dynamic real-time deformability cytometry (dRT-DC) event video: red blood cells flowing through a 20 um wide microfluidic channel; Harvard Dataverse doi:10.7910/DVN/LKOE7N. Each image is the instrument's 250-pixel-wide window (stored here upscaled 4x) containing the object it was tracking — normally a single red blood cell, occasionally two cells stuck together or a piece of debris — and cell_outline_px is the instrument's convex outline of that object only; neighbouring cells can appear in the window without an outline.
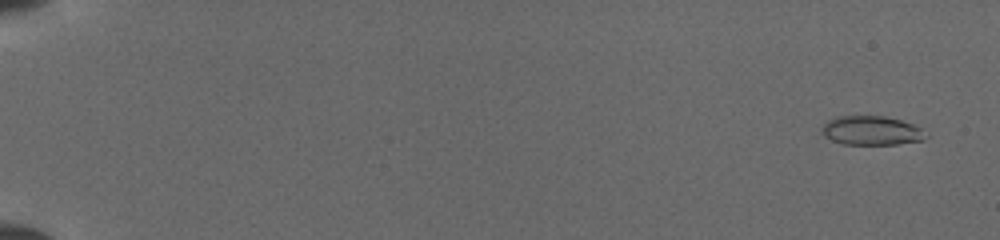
{"species": "common noctule bat (a hibernating species)", "species_latin": "Nyctalus noctula", "temperature_condition": "cold", "stored_images_in_passage": 40, "camera_frame_rate_fps": 3000, "um_per_image_px": 0.085, "animal": {"sex": "female", "body_mass_g": 19.5, "forearm_length_mm": 54.1}, "frame": {"image": 1, "passage_image": 3, "time_ms": 0.667, "image_size_px": [1000, 240], "cell_outline_px": [[928, 136], [924, 140], [896, 144], [844, 144], [832, 140], [824, 136], [820, 128], [828, 120], [836, 116], [884, 116], [900, 120], [912, 124], [920, 128]], "centroid_in_image_um": [74.05, 11.1], "position_along_channel_um": 10.9, "area_um2": 17.57}}
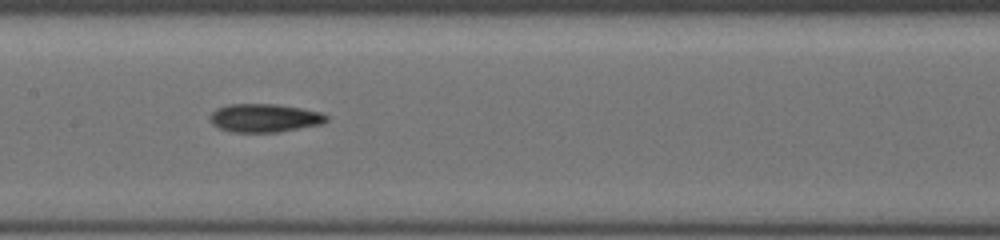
{"frame": {"image": 2, "passage_image": 22, "time_ms": 9.333, "image_size_px": [1000, 240], "cell_outline_px": [[328, 120], [324, 124], [276, 132], [232, 132], [220, 128], [212, 124], [212, 112], [216, 108], [228, 104], [276, 104], [300, 108], [320, 112], [328, 116]], "centroid_in_image_um": [22.51, 10.02], "position_along_channel_um": 184.9, "area_um2": 19.13}}
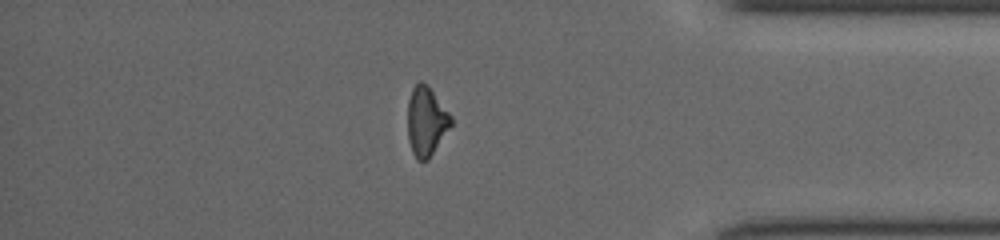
{"frame": {"image": 3, "passage_image": 35, "time_ms": 15.0, "image_size_px": [1000, 240], "cell_outline_px": [[452, 124], [428, 160], [416, 160], [412, 152], [408, 140], [408, 100], [412, 88], [420, 80], [428, 84], [452, 116]], "centroid_in_image_um": [36.23, 10.29], "position_along_channel_um": 399.0, "area_um2": 17.57}}